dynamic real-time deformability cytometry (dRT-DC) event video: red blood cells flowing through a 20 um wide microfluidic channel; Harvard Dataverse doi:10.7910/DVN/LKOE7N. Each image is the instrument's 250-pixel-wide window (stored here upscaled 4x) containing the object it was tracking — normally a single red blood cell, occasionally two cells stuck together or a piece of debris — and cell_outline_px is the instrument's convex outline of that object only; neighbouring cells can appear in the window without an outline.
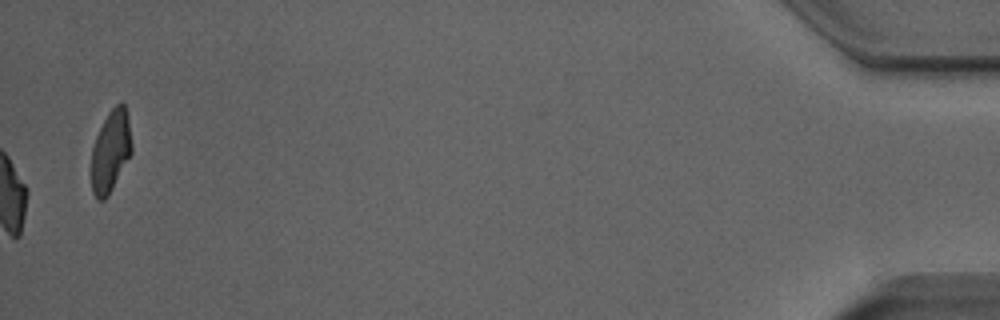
{"species": "Egyptian fruit bat (a non-hibernating species)", "species_latin": "Rousettus aegyptiacus", "temperature_condition": "room temperature", "stored_images_in_passage": 53, "camera_frame_rate_fps": 3000, "um_per_image_px": 0.085, "animal": {"sex": "male"}, "frame": {"image": 1, "passage_image": 53, "time_ms": 17.333, "image_size_px": [1000, 320], "cell_outline_px": [[132, 152], [108, 196], [104, 200], [96, 200], [92, 192], [92, 148], [96, 136], [108, 112], [120, 100], [124, 104], [128, 112], [132, 144]], "centroid_in_image_um": [9.42, 12.82], "position_along_channel_um": 425.8, "area_um2": 19.31}, "authors_computed_cell_mechanics": {"area_um2": 18.496, "velocity_mm_per_s": 3.9188, "shape_relaxation_time_tau1_ms": 4.7568, "shape_relaxation_time_tau2_ms": 1.1717, "deformation_change_tau1": 0.1949, "deformation_change_tau2": 0.0672}}